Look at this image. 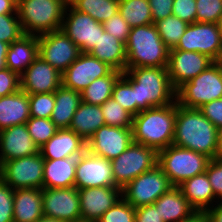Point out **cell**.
Wrapping results in <instances>:
<instances>
[{
    "label": "cell",
    "mask_w": 222,
    "mask_h": 222,
    "mask_svg": "<svg viewBox=\"0 0 222 222\" xmlns=\"http://www.w3.org/2000/svg\"><path fill=\"white\" fill-rule=\"evenodd\" d=\"M219 132L199 109L185 108L176 102L173 145L214 159L218 148Z\"/></svg>",
    "instance_id": "6da1fadb"
},
{
    "label": "cell",
    "mask_w": 222,
    "mask_h": 222,
    "mask_svg": "<svg viewBox=\"0 0 222 222\" xmlns=\"http://www.w3.org/2000/svg\"><path fill=\"white\" fill-rule=\"evenodd\" d=\"M122 76L134 89L136 115L176 101V90L171 84L167 67L126 68Z\"/></svg>",
    "instance_id": "7a4b0ae2"
},
{
    "label": "cell",
    "mask_w": 222,
    "mask_h": 222,
    "mask_svg": "<svg viewBox=\"0 0 222 222\" xmlns=\"http://www.w3.org/2000/svg\"><path fill=\"white\" fill-rule=\"evenodd\" d=\"M176 101L170 105L152 107L133 116V141L157 152L173 144Z\"/></svg>",
    "instance_id": "3957f363"
},
{
    "label": "cell",
    "mask_w": 222,
    "mask_h": 222,
    "mask_svg": "<svg viewBox=\"0 0 222 222\" xmlns=\"http://www.w3.org/2000/svg\"><path fill=\"white\" fill-rule=\"evenodd\" d=\"M126 46V68L167 67L170 49L154 23L133 27Z\"/></svg>",
    "instance_id": "277c9868"
},
{
    "label": "cell",
    "mask_w": 222,
    "mask_h": 222,
    "mask_svg": "<svg viewBox=\"0 0 222 222\" xmlns=\"http://www.w3.org/2000/svg\"><path fill=\"white\" fill-rule=\"evenodd\" d=\"M68 0H17V15L24 34L41 35L61 30Z\"/></svg>",
    "instance_id": "5b68a950"
},
{
    "label": "cell",
    "mask_w": 222,
    "mask_h": 222,
    "mask_svg": "<svg viewBox=\"0 0 222 222\" xmlns=\"http://www.w3.org/2000/svg\"><path fill=\"white\" fill-rule=\"evenodd\" d=\"M209 161L210 158L205 154L172 144L158 151L157 164L171 184L178 187L185 180L205 172Z\"/></svg>",
    "instance_id": "8992f818"
},
{
    "label": "cell",
    "mask_w": 222,
    "mask_h": 222,
    "mask_svg": "<svg viewBox=\"0 0 222 222\" xmlns=\"http://www.w3.org/2000/svg\"><path fill=\"white\" fill-rule=\"evenodd\" d=\"M222 98V69L214 62L207 69L176 90L177 104L185 108H200Z\"/></svg>",
    "instance_id": "52a82bcc"
},
{
    "label": "cell",
    "mask_w": 222,
    "mask_h": 222,
    "mask_svg": "<svg viewBox=\"0 0 222 222\" xmlns=\"http://www.w3.org/2000/svg\"><path fill=\"white\" fill-rule=\"evenodd\" d=\"M158 162V152L132 142L117 158L111 160L115 185L124 188L134 178L152 169Z\"/></svg>",
    "instance_id": "ba28073f"
},
{
    "label": "cell",
    "mask_w": 222,
    "mask_h": 222,
    "mask_svg": "<svg viewBox=\"0 0 222 222\" xmlns=\"http://www.w3.org/2000/svg\"><path fill=\"white\" fill-rule=\"evenodd\" d=\"M172 187L169 178L157 164L122 188V197L134 208H137L153 204Z\"/></svg>",
    "instance_id": "9c48e42d"
},
{
    "label": "cell",
    "mask_w": 222,
    "mask_h": 222,
    "mask_svg": "<svg viewBox=\"0 0 222 222\" xmlns=\"http://www.w3.org/2000/svg\"><path fill=\"white\" fill-rule=\"evenodd\" d=\"M44 158L34 155L16 158L0 164V178L13 190L24 188L43 189Z\"/></svg>",
    "instance_id": "30bf717a"
},
{
    "label": "cell",
    "mask_w": 222,
    "mask_h": 222,
    "mask_svg": "<svg viewBox=\"0 0 222 222\" xmlns=\"http://www.w3.org/2000/svg\"><path fill=\"white\" fill-rule=\"evenodd\" d=\"M61 30L79 47L81 52L89 53L104 32L103 23L97 22L89 14L66 6Z\"/></svg>",
    "instance_id": "8fae6325"
},
{
    "label": "cell",
    "mask_w": 222,
    "mask_h": 222,
    "mask_svg": "<svg viewBox=\"0 0 222 222\" xmlns=\"http://www.w3.org/2000/svg\"><path fill=\"white\" fill-rule=\"evenodd\" d=\"M38 55L61 74L79 57V47L62 31L37 36Z\"/></svg>",
    "instance_id": "7c38bea8"
},
{
    "label": "cell",
    "mask_w": 222,
    "mask_h": 222,
    "mask_svg": "<svg viewBox=\"0 0 222 222\" xmlns=\"http://www.w3.org/2000/svg\"><path fill=\"white\" fill-rule=\"evenodd\" d=\"M222 46V33L217 23L195 22L186 31L173 49L193 51L208 55L215 60Z\"/></svg>",
    "instance_id": "4fadbf2b"
},
{
    "label": "cell",
    "mask_w": 222,
    "mask_h": 222,
    "mask_svg": "<svg viewBox=\"0 0 222 222\" xmlns=\"http://www.w3.org/2000/svg\"><path fill=\"white\" fill-rule=\"evenodd\" d=\"M74 186L78 190L116 186L111 161L86 150L77 157Z\"/></svg>",
    "instance_id": "5bb4252c"
},
{
    "label": "cell",
    "mask_w": 222,
    "mask_h": 222,
    "mask_svg": "<svg viewBox=\"0 0 222 222\" xmlns=\"http://www.w3.org/2000/svg\"><path fill=\"white\" fill-rule=\"evenodd\" d=\"M43 215L59 219L64 222L81 221L78 189L43 188L42 189Z\"/></svg>",
    "instance_id": "9a60e30c"
},
{
    "label": "cell",
    "mask_w": 222,
    "mask_h": 222,
    "mask_svg": "<svg viewBox=\"0 0 222 222\" xmlns=\"http://www.w3.org/2000/svg\"><path fill=\"white\" fill-rule=\"evenodd\" d=\"M213 63L212 58L199 52L170 49L167 69L173 88L177 90Z\"/></svg>",
    "instance_id": "2e32d148"
},
{
    "label": "cell",
    "mask_w": 222,
    "mask_h": 222,
    "mask_svg": "<svg viewBox=\"0 0 222 222\" xmlns=\"http://www.w3.org/2000/svg\"><path fill=\"white\" fill-rule=\"evenodd\" d=\"M114 69L90 53L81 52L79 57L62 73L65 88L81 92L95 79L109 75Z\"/></svg>",
    "instance_id": "e0dca14e"
},
{
    "label": "cell",
    "mask_w": 222,
    "mask_h": 222,
    "mask_svg": "<svg viewBox=\"0 0 222 222\" xmlns=\"http://www.w3.org/2000/svg\"><path fill=\"white\" fill-rule=\"evenodd\" d=\"M133 142L132 128L102 126L86 142L87 150L107 160L117 158Z\"/></svg>",
    "instance_id": "ac0fdd59"
},
{
    "label": "cell",
    "mask_w": 222,
    "mask_h": 222,
    "mask_svg": "<svg viewBox=\"0 0 222 222\" xmlns=\"http://www.w3.org/2000/svg\"><path fill=\"white\" fill-rule=\"evenodd\" d=\"M20 81L27 94L52 93L62 85V74L38 55L20 75Z\"/></svg>",
    "instance_id": "d6986e66"
},
{
    "label": "cell",
    "mask_w": 222,
    "mask_h": 222,
    "mask_svg": "<svg viewBox=\"0 0 222 222\" xmlns=\"http://www.w3.org/2000/svg\"><path fill=\"white\" fill-rule=\"evenodd\" d=\"M81 221L96 222L121 197L122 189L112 187H91L79 189Z\"/></svg>",
    "instance_id": "ffe728a7"
},
{
    "label": "cell",
    "mask_w": 222,
    "mask_h": 222,
    "mask_svg": "<svg viewBox=\"0 0 222 222\" xmlns=\"http://www.w3.org/2000/svg\"><path fill=\"white\" fill-rule=\"evenodd\" d=\"M38 152L39 147L30 136L26 124L15 125L0 131V164Z\"/></svg>",
    "instance_id": "44dd1931"
},
{
    "label": "cell",
    "mask_w": 222,
    "mask_h": 222,
    "mask_svg": "<svg viewBox=\"0 0 222 222\" xmlns=\"http://www.w3.org/2000/svg\"><path fill=\"white\" fill-rule=\"evenodd\" d=\"M87 150L86 142L70 129H58L54 136L39 148L44 159L78 157Z\"/></svg>",
    "instance_id": "7402d4cb"
},
{
    "label": "cell",
    "mask_w": 222,
    "mask_h": 222,
    "mask_svg": "<svg viewBox=\"0 0 222 222\" xmlns=\"http://www.w3.org/2000/svg\"><path fill=\"white\" fill-rule=\"evenodd\" d=\"M43 216L42 189L14 190L13 222H36Z\"/></svg>",
    "instance_id": "603a6c76"
},
{
    "label": "cell",
    "mask_w": 222,
    "mask_h": 222,
    "mask_svg": "<svg viewBox=\"0 0 222 222\" xmlns=\"http://www.w3.org/2000/svg\"><path fill=\"white\" fill-rule=\"evenodd\" d=\"M154 204L164 222H180L196 213L181 189L176 186L161 195Z\"/></svg>",
    "instance_id": "cb8c5ba5"
},
{
    "label": "cell",
    "mask_w": 222,
    "mask_h": 222,
    "mask_svg": "<svg viewBox=\"0 0 222 222\" xmlns=\"http://www.w3.org/2000/svg\"><path fill=\"white\" fill-rule=\"evenodd\" d=\"M30 118L29 94L23 90L0 97V131L25 124Z\"/></svg>",
    "instance_id": "d4e9b609"
},
{
    "label": "cell",
    "mask_w": 222,
    "mask_h": 222,
    "mask_svg": "<svg viewBox=\"0 0 222 222\" xmlns=\"http://www.w3.org/2000/svg\"><path fill=\"white\" fill-rule=\"evenodd\" d=\"M178 187L196 212H205L217 203L206 171L185 180Z\"/></svg>",
    "instance_id": "484cf974"
},
{
    "label": "cell",
    "mask_w": 222,
    "mask_h": 222,
    "mask_svg": "<svg viewBox=\"0 0 222 222\" xmlns=\"http://www.w3.org/2000/svg\"><path fill=\"white\" fill-rule=\"evenodd\" d=\"M77 157L44 159L43 188L74 187Z\"/></svg>",
    "instance_id": "4316f807"
},
{
    "label": "cell",
    "mask_w": 222,
    "mask_h": 222,
    "mask_svg": "<svg viewBox=\"0 0 222 222\" xmlns=\"http://www.w3.org/2000/svg\"><path fill=\"white\" fill-rule=\"evenodd\" d=\"M37 56V35L24 34L9 45L6 54V68L21 75Z\"/></svg>",
    "instance_id": "83f0119b"
},
{
    "label": "cell",
    "mask_w": 222,
    "mask_h": 222,
    "mask_svg": "<svg viewBox=\"0 0 222 222\" xmlns=\"http://www.w3.org/2000/svg\"><path fill=\"white\" fill-rule=\"evenodd\" d=\"M89 53L100 61L107 63L114 70L122 73L126 71L125 43L112 34H108L105 30L100 33L98 42Z\"/></svg>",
    "instance_id": "f1b7e54d"
},
{
    "label": "cell",
    "mask_w": 222,
    "mask_h": 222,
    "mask_svg": "<svg viewBox=\"0 0 222 222\" xmlns=\"http://www.w3.org/2000/svg\"><path fill=\"white\" fill-rule=\"evenodd\" d=\"M81 102V92L61 85L55 91V106L50 118L51 121L58 129H69L73 116Z\"/></svg>",
    "instance_id": "f546056e"
},
{
    "label": "cell",
    "mask_w": 222,
    "mask_h": 222,
    "mask_svg": "<svg viewBox=\"0 0 222 222\" xmlns=\"http://www.w3.org/2000/svg\"><path fill=\"white\" fill-rule=\"evenodd\" d=\"M102 126H105V120L100 105L87 104L82 101L73 116L69 129L87 142Z\"/></svg>",
    "instance_id": "4dcf8cb0"
},
{
    "label": "cell",
    "mask_w": 222,
    "mask_h": 222,
    "mask_svg": "<svg viewBox=\"0 0 222 222\" xmlns=\"http://www.w3.org/2000/svg\"><path fill=\"white\" fill-rule=\"evenodd\" d=\"M122 72L113 70L109 75L95 79L81 91L82 101L87 104L102 105L112 97L115 83Z\"/></svg>",
    "instance_id": "1f68e13d"
},
{
    "label": "cell",
    "mask_w": 222,
    "mask_h": 222,
    "mask_svg": "<svg viewBox=\"0 0 222 222\" xmlns=\"http://www.w3.org/2000/svg\"><path fill=\"white\" fill-rule=\"evenodd\" d=\"M68 3L99 23L109 20L119 10V0H68Z\"/></svg>",
    "instance_id": "d6a6232c"
},
{
    "label": "cell",
    "mask_w": 222,
    "mask_h": 222,
    "mask_svg": "<svg viewBox=\"0 0 222 222\" xmlns=\"http://www.w3.org/2000/svg\"><path fill=\"white\" fill-rule=\"evenodd\" d=\"M131 28L153 23L148 0H119V10Z\"/></svg>",
    "instance_id": "836d02e7"
},
{
    "label": "cell",
    "mask_w": 222,
    "mask_h": 222,
    "mask_svg": "<svg viewBox=\"0 0 222 222\" xmlns=\"http://www.w3.org/2000/svg\"><path fill=\"white\" fill-rule=\"evenodd\" d=\"M154 24L157 28L160 38L169 49H173L177 46L180 38L189 25L174 15L158 20Z\"/></svg>",
    "instance_id": "e575fe53"
},
{
    "label": "cell",
    "mask_w": 222,
    "mask_h": 222,
    "mask_svg": "<svg viewBox=\"0 0 222 222\" xmlns=\"http://www.w3.org/2000/svg\"><path fill=\"white\" fill-rule=\"evenodd\" d=\"M105 125L122 128H132L133 115L125 110L114 98H110L100 105Z\"/></svg>",
    "instance_id": "d590c367"
},
{
    "label": "cell",
    "mask_w": 222,
    "mask_h": 222,
    "mask_svg": "<svg viewBox=\"0 0 222 222\" xmlns=\"http://www.w3.org/2000/svg\"><path fill=\"white\" fill-rule=\"evenodd\" d=\"M25 124L34 143L39 148L48 142L58 130L51 119L47 118L30 117Z\"/></svg>",
    "instance_id": "8d00e7d4"
},
{
    "label": "cell",
    "mask_w": 222,
    "mask_h": 222,
    "mask_svg": "<svg viewBox=\"0 0 222 222\" xmlns=\"http://www.w3.org/2000/svg\"><path fill=\"white\" fill-rule=\"evenodd\" d=\"M29 105L30 117L50 119L55 106V92L29 94Z\"/></svg>",
    "instance_id": "74e56055"
},
{
    "label": "cell",
    "mask_w": 222,
    "mask_h": 222,
    "mask_svg": "<svg viewBox=\"0 0 222 222\" xmlns=\"http://www.w3.org/2000/svg\"><path fill=\"white\" fill-rule=\"evenodd\" d=\"M112 98L133 116L136 115V101L134 89L121 75L114 85Z\"/></svg>",
    "instance_id": "f35d334b"
},
{
    "label": "cell",
    "mask_w": 222,
    "mask_h": 222,
    "mask_svg": "<svg viewBox=\"0 0 222 222\" xmlns=\"http://www.w3.org/2000/svg\"><path fill=\"white\" fill-rule=\"evenodd\" d=\"M96 222H135V208L121 197Z\"/></svg>",
    "instance_id": "ab89813d"
},
{
    "label": "cell",
    "mask_w": 222,
    "mask_h": 222,
    "mask_svg": "<svg viewBox=\"0 0 222 222\" xmlns=\"http://www.w3.org/2000/svg\"><path fill=\"white\" fill-rule=\"evenodd\" d=\"M23 35V28L17 14L0 15V41L10 45Z\"/></svg>",
    "instance_id": "60d3db41"
},
{
    "label": "cell",
    "mask_w": 222,
    "mask_h": 222,
    "mask_svg": "<svg viewBox=\"0 0 222 222\" xmlns=\"http://www.w3.org/2000/svg\"><path fill=\"white\" fill-rule=\"evenodd\" d=\"M222 13V0H196V22L217 23Z\"/></svg>",
    "instance_id": "b9f144b4"
},
{
    "label": "cell",
    "mask_w": 222,
    "mask_h": 222,
    "mask_svg": "<svg viewBox=\"0 0 222 222\" xmlns=\"http://www.w3.org/2000/svg\"><path fill=\"white\" fill-rule=\"evenodd\" d=\"M14 190L0 178V222H13Z\"/></svg>",
    "instance_id": "7bdbcfd3"
},
{
    "label": "cell",
    "mask_w": 222,
    "mask_h": 222,
    "mask_svg": "<svg viewBox=\"0 0 222 222\" xmlns=\"http://www.w3.org/2000/svg\"><path fill=\"white\" fill-rule=\"evenodd\" d=\"M103 26L108 34H112L125 44L127 43L131 27L119 12L113 15L109 20L103 22Z\"/></svg>",
    "instance_id": "ee69618b"
},
{
    "label": "cell",
    "mask_w": 222,
    "mask_h": 222,
    "mask_svg": "<svg viewBox=\"0 0 222 222\" xmlns=\"http://www.w3.org/2000/svg\"><path fill=\"white\" fill-rule=\"evenodd\" d=\"M206 173L210 181L212 191L218 202H222V162L210 159Z\"/></svg>",
    "instance_id": "f6af8a7d"
},
{
    "label": "cell",
    "mask_w": 222,
    "mask_h": 222,
    "mask_svg": "<svg viewBox=\"0 0 222 222\" xmlns=\"http://www.w3.org/2000/svg\"><path fill=\"white\" fill-rule=\"evenodd\" d=\"M21 89L20 75L8 68L0 70V97L8 96Z\"/></svg>",
    "instance_id": "bcb514c9"
},
{
    "label": "cell",
    "mask_w": 222,
    "mask_h": 222,
    "mask_svg": "<svg viewBox=\"0 0 222 222\" xmlns=\"http://www.w3.org/2000/svg\"><path fill=\"white\" fill-rule=\"evenodd\" d=\"M172 15L188 24L196 22V0H174Z\"/></svg>",
    "instance_id": "7dc6e473"
},
{
    "label": "cell",
    "mask_w": 222,
    "mask_h": 222,
    "mask_svg": "<svg viewBox=\"0 0 222 222\" xmlns=\"http://www.w3.org/2000/svg\"><path fill=\"white\" fill-rule=\"evenodd\" d=\"M198 109L219 131H222V98L207 102Z\"/></svg>",
    "instance_id": "c3c4849f"
},
{
    "label": "cell",
    "mask_w": 222,
    "mask_h": 222,
    "mask_svg": "<svg viewBox=\"0 0 222 222\" xmlns=\"http://www.w3.org/2000/svg\"><path fill=\"white\" fill-rule=\"evenodd\" d=\"M153 23L172 15L174 0H148Z\"/></svg>",
    "instance_id": "681fc988"
},
{
    "label": "cell",
    "mask_w": 222,
    "mask_h": 222,
    "mask_svg": "<svg viewBox=\"0 0 222 222\" xmlns=\"http://www.w3.org/2000/svg\"><path fill=\"white\" fill-rule=\"evenodd\" d=\"M135 222H164L156 205L149 204L135 208Z\"/></svg>",
    "instance_id": "f907efd6"
},
{
    "label": "cell",
    "mask_w": 222,
    "mask_h": 222,
    "mask_svg": "<svg viewBox=\"0 0 222 222\" xmlns=\"http://www.w3.org/2000/svg\"><path fill=\"white\" fill-rule=\"evenodd\" d=\"M209 222H222V202L216 203L205 211Z\"/></svg>",
    "instance_id": "816d5d0a"
},
{
    "label": "cell",
    "mask_w": 222,
    "mask_h": 222,
    "mask_svg": "<svg viewBox=\"0 0 222 222\" xmlns=\"http://www.w3.org/2000/svg\"><path fill=\"white\" fill-rule=\"evenodd\" d=\"M17 14V0H0V15Z\"/></svg>",
    "instance_id": "f5cc1de1"
},
{
    "label": "cell",
    "mask_w": 222,
    "mask_h": 222,
    "mask_svg": "<svg viewBox=\"0 0 222 222\" xmlns=\"http://www.w3.org/2000/svg\"><path fill=\"white\" fill-rule=\"evenodd\" d=\"M9 44L0 41V70L6 68V54Z\"/></svg>",
    "instance_id": "db71d44e"
},
{
    "label": "cell",
    "mask_w": 222,
    "mask_h": 222,
    "mask_svg": "<svg viewBox=\"0 0 222 222\" xmlns=\"http://www.w3.org/2000/svg\"><path fill=\"white\" fill-rule=\"evenodd\" d=\"M180 222H209L205 212H196L190 218Z\"/></svg>",
    "instance_id": "11a10c76"
},
{
    "label": "cell",
    "mask_w": 222,
    "mask_h": 222,
    "mask_svg": "<svg viewBox=\"0 0 222 222\" xmlns=\"http://www.w3.org/2000/svg\"><path fill=\"white\" fill-rule=\"evenodd\" d=\"M215 160L222 162V131L219 132L218 136V148L215 155Z\"/></svg>",
    "instance_id": "9f6ffc18"
},
{
    "label": "cell",
    "mask_w": 222,
    "mask_h": 222,
    "mask_svg": "<svg viewBox=\"0 0 222 222\" xmlns=\"http://www.w3.org/2000/svg\"><path fill=\"white\" fill-rule=\"evenodd\" d=\"M36 222H64V221H61L59 219H55L52 217H48V216H43L40 219H38Z\"/></svg>",
    "instance_id": "6f0895ef"
},
{
    "label": "cell",
    "mask_w": 222,
    "mask_h": 222,
    "mask_svg": "<svg viewBox=\"0 0 222 222\" xmlns=\"http://www.w3.org/2000/svg\"><path fill=\"white\" fill-rule=\"evenodd\" d=\"M214 62L222 69V46L220 48L219 54Z\"/></svg>",
    "instance_id": "680465c9"
},
{
    "label": "cell",
    "mask_w": 222,
    "mask_h": 222,
    "mask_svg": "<svg viewBox=\"0 0 222 222\" xmlns=\"http://www.w3.org/2000/svg\"><path fill=\"white\" fill-rule=\"evenodd\" d=\"M218 25H219L220 31L222 33V13H221V17H220V20L218 22Z\"/></svg>",
    "instance_id": "91938a15"
}]
</instances>
